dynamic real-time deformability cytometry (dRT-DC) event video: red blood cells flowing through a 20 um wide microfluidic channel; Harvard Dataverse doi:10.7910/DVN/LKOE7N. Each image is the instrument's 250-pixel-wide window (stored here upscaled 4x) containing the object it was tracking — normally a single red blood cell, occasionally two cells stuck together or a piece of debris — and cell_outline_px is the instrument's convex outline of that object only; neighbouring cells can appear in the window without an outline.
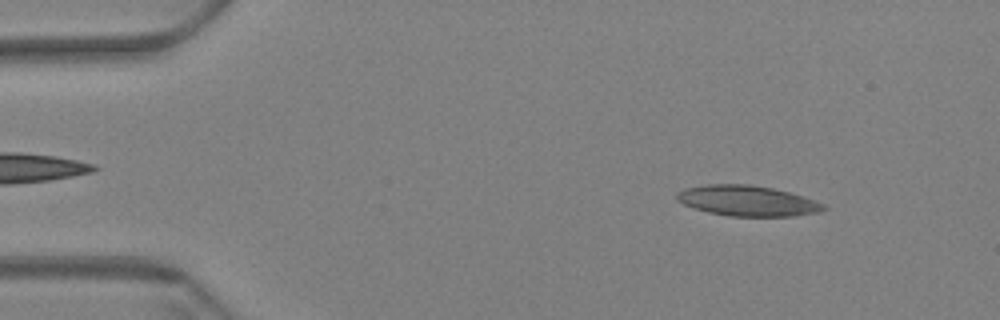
{"species": "Egyptian fruit bat (a non-hibernating species)", "species_latin": "Rousettus aegyptiacus", "temperature_condition": "warm", "stored_images_in_passage": 60, "camera_frame_rate_fps": 3000, "um_per_image_px": 0.085, "animal": {"sex": "female"}, "frame": {"image": 1, "passage_image": 7, "time_ms": 2.0, "image_size_px": [1000, 320], "cell_outline_px": [[828, 208], [820, 212], [792, 216], [728, 216], [708, 212], [692, 208], [676, 200], [676, 192], [684, 188], [708, 184], [748, 184], [772, 188], [788, 192], [824, 204]], "centroid_in_image_um": [63.47, 17.07], "position_along_channel_um": 21.5, "area_um2": 26.01}}
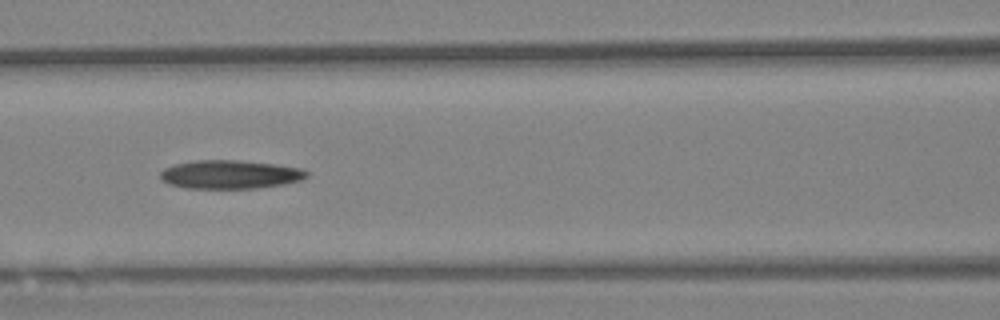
{"frame": {"image": 2, "passage_image": 26, "time_ms": 8.333, "image_size_px": [1000, 320], "cell_outline_px": [[308, 176], [300, 180], [284, 184], [256, 188], [188, 188], [168, 184], [160, 180], [160, 172], [164, 168], [176, 164], [196, 160], [236, 160], [272, 164], [300, 168], [308, 172]], "centroid_in_image_um": [19.52, 14.83], "position_along_channel_um": 147.1, "area_um2": 24.22}}
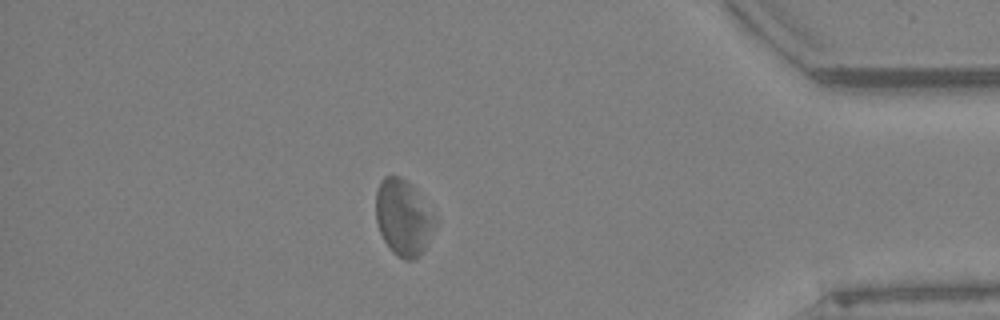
{"frame": {"image": 3, "passage_image": 52, "time_ms": 17.0, "image_size_px": [1000, 320], "cell_outline_px": [[436, 228], [424, 248], [412, 260], [404, 260], [392, 252], [384, 240], [380, 232], [376, 220], [376, 192], [380, 180], [384, 176], [400, 176], [408, 180], [436, 220]], "centroid_in_image_um": [34.25, 18.48], "position_along_channel_um": 400.9, "area_um2": 25.84}, "authors_computed_cell_mechanics": {"area_um2": 25.3164, "velocity_mm_per_s": 3.3774, "shape_relaxation_time_tau1_ms": null, "shape_relaxation_time_tau2_ms": 9.101, "deformation_change_tau1": null, "deformation_change_tau2": 0.2027}}